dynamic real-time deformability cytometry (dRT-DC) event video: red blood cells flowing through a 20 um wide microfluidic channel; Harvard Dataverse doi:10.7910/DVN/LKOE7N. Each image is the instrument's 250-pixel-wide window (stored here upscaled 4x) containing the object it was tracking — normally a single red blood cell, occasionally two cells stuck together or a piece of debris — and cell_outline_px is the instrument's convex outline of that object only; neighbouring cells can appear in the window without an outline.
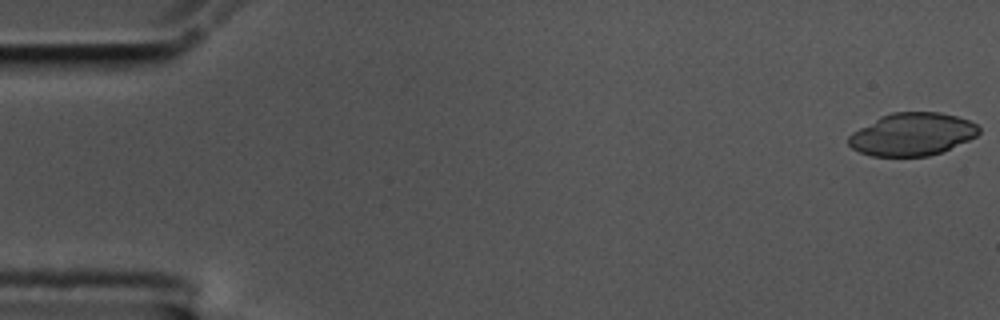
{"species": "common noctule bat (a hibernating species)", "species_latin": "Nyctalus noctula", "temperature_condition": "cold", "stored_images_in_passage": 57, "camera_frame_rate_fps": 3000, "um_per_image_px": 0.085, "animal": {"sex": "male", "body_mass_g": 17.5, "forearm_length_mm": 52.3}, "frame": {"image": 1, "passage_image": 1, "time_ms": 0.0, "image_size_px": [1000, 320], "cell_outline_px": [[980, 132], [976, 136], [968, 140], [940, 152], [928, 156], [872, 156], [860, 152], [852, 148], [848, 144], [848, 136], [852, 132], [880, 116], [892, 112], [940, 112], [956, 116], [968, 120], [976, 124], [980, 128]], "centroid_in_image_um": [77.51, 11.4], "position_along_channel_um": 7.5, "area_um2": 32.31}}